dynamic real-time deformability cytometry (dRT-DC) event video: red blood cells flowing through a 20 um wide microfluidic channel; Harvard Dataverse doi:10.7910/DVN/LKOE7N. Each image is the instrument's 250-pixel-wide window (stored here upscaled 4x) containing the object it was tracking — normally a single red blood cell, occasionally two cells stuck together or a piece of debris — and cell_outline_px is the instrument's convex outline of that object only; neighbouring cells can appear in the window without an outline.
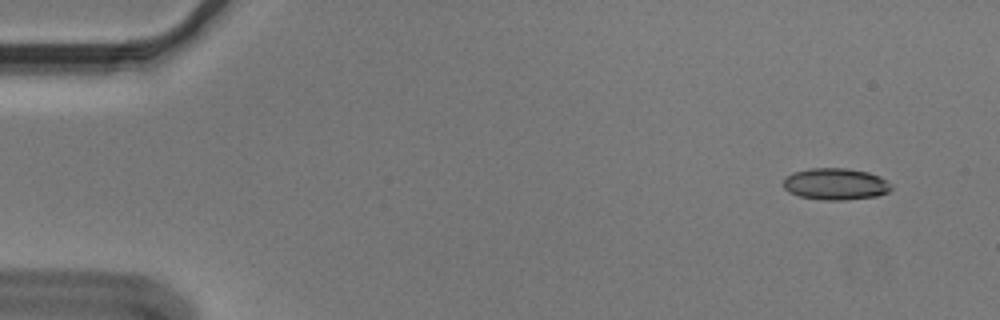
{"species": "Egyptian fruit bat (a non-hibernating species)", "species_latin": "Rousettus aegyptiacus", "temperature_condition": "cold", "stored_images_in_passage": 52, "camera_frame_rate_fps": 3000, "um_per_image_px": 0.085, "animal": {"sex": "male"}, "frame": {"image": 1, "passage_image": 1, "time_ms": 0.0, "image_size_px": [1000, 320], "cell_outline_px": [[892, 188], [888, 192], [876, 196], [844, 200], [824, 200], [800, 196], [788, 192], [784, 188], [784, 180], [792, 172], [812, 168], [848, 168], [868, 172], [880, 176]], "centroid_in_image_um": [71.0, 15.64], "position_along_channel_um": 14.0, "area_um2": 19.77}}
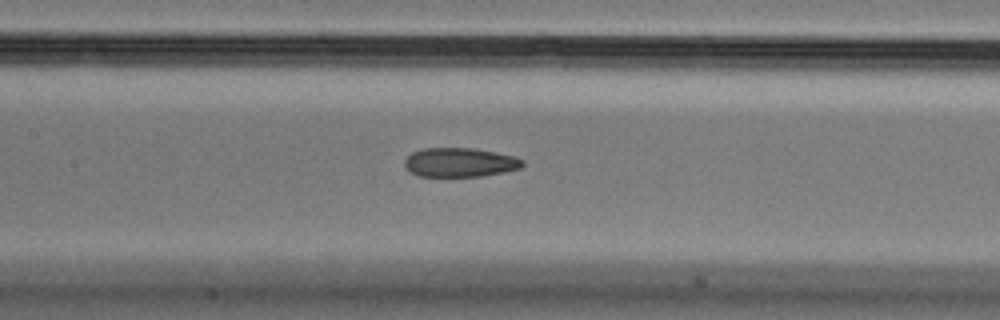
{"frame": {"image": 2, "passage_image": 23, "time_ms": 7.333, "image_size_px": [1000, 320], "cell_outline_px": [[524, 164], [520, 168], [504, 172], [484, 176], [416, 176], [408, 172], [404, 168], [404, 160], [412, 152], [424, 148], [472, 148], [496, 152], [512, 156], [524, 160]], "centroid_in_image_um": [39.05, 13.81], "position_along_channel_um": 168.4, "area_um2": 20.17}}
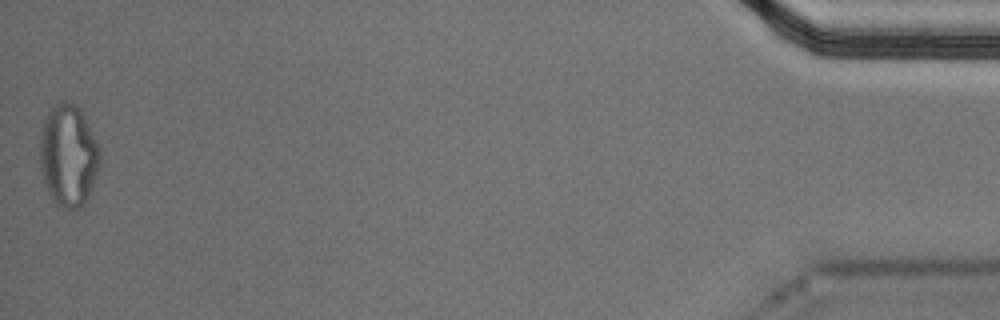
{"frame": {"image": 3, "passage_image": 52, "time_ms": 17.0, "image_size_px": [1000, 320], "cell_outline_px": [[100, 164], [88, 196], [84, 204], [80, 208], [64, 208], [56, 204], [52, 200], [44, 184], [40, 164], [40, 136], [44, 120], [48, 112], [56, 104], [64, 100], [76, 104], [80, 108], [100, 148]], "centroid_in_image_um": [5.8, 13.21], "position_along_channel_um": 429.4, "area_um2": 35.66}, "authors_computed_cell_mechanics": {"area_um2": 20.9236, "velocity_mm_per_s": 3.6382, "shape_relaxation_time_tau1_ms": null, "shape_relaxation_time_tau2_ms": 3.9124, "deformation_change_tau1": null, "deformation_change_tau2": 0.1112}}